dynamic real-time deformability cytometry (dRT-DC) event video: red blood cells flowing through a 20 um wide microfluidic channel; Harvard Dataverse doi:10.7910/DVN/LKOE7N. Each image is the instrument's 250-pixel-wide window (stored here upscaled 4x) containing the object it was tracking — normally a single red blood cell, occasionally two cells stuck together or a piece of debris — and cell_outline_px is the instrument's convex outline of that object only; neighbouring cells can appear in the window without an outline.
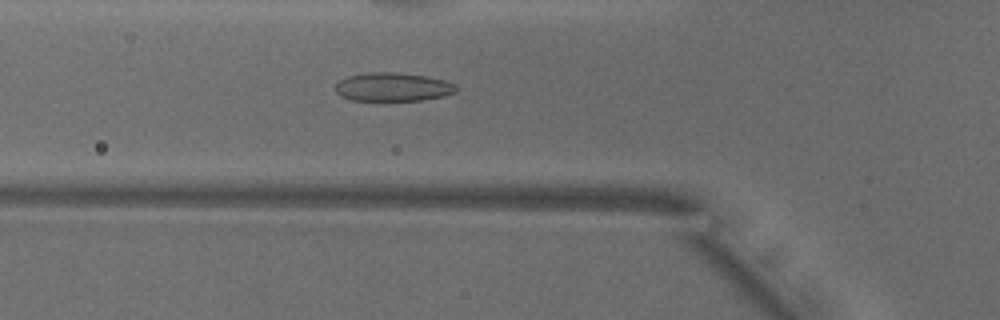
{"species": "common noctule bat (a hibernating species)", "species_latin": "Nyctalus noctula", "temperature_condition": "warm", "stored_images_in_passage": 51, "camera_frame_rate_fps": 3000, "um_per_image_px": 0.085, "animal": {"sex": "male", "body_mass_g": 18.8}, "frame": {"image": 1, "passage_image": 17, "time_ms": 5.333, "image_size_px": [1000, 320], "cell_outline_px": [[456, 92], [444, 96], [420, 100], [352, 100], [340, 96], [336, 92], [336, 84], [340, 80], [348, 76], [368, 72], [396, 72], [428, 76], [444, 80], [456, 84]], "centroid_in_image_um": [33.4, 7.38], "position_along_channel_um": 92.4, "area_um2": 20.11}}
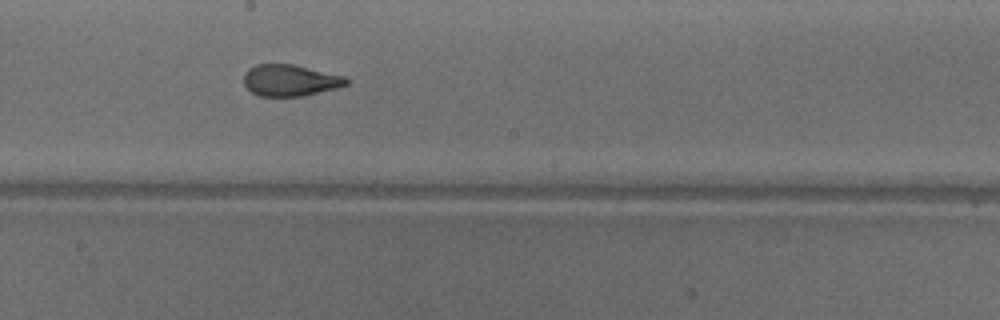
{"frame": {"image": 2, "passage_image": 27, "time_ms": 8.667, "image_size_px": [1000, 320], "cell_outline_px": [[348, 84], [336, 88], [300, 96], [256, 96], [244, 84], [244, 72], [248, 68], [256, 64], [296, 64], [344, 76], [348, 80]], "centroid_in_image_um": [24.63, 6.81], "position_along_channel_um": 223.6, "area_um2": 18.84}}
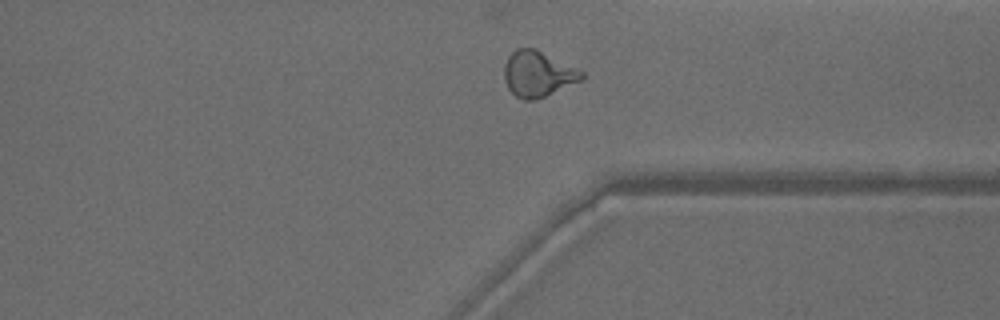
{"frame": {"image": 3, "passage_image": 38, "time_ms": 12.333, "image_size_px": [1000, 320], "cell_outline_px": [[584, 76], [580, 80], [536, 100], [524, 100], [516, 96], [508, 88], [504, 80], [504, 64], [508, 56], [516, 48], [536, 48], [584, 72]], "centroid_in_image_um": [45.68, 6.27], "position_along_channel_um": 365.7, "area_um2": 20.46}, "authors_computed_cell_mechanics": {"area_um2": 20.2878, "velocity_mm_per_s": 3.91, "shape_relaxation_time_tau1_ms": 5.3216, "shape_relaxation_time_tau2_ms": 1.1655, "deformation_change_tau1": 0.173, "deformation_change_tau2": 0.0636}}